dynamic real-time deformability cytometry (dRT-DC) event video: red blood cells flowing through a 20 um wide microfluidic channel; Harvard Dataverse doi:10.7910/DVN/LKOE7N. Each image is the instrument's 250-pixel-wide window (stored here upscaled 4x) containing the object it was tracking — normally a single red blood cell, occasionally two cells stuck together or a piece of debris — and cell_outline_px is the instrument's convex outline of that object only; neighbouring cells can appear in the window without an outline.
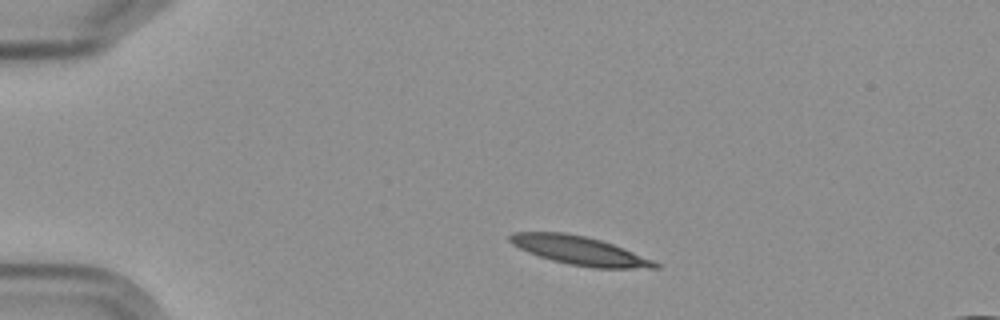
{"species": "Egyptian fruit bat (a non-hibernating species)", "species_latin": "Rousettus aegyptiacus", "temperature_condition": "cold", "stored_images_in_passage": 4, "camera_frame_rate_fps": 3000, "um_per_image_px": 0.085, "frame": {"image": 1, "passage_image": 1, "time_ms": 0.0, "image_size_px": [1000, 320], "cell_outline_px": [[660, 268], [592, 268], [568, 264], [552, 260], [528, 252], [512, 244], [508, 240], [508, 236], [512, 232], [564, 232], [584, 236], [600, 240], [612, 244], [652, 260], [660, 264]], "centroid_in_image_um": [49.22, 21.3], "position_along_channel_um": 35.8, "area_um2": 23.93}}
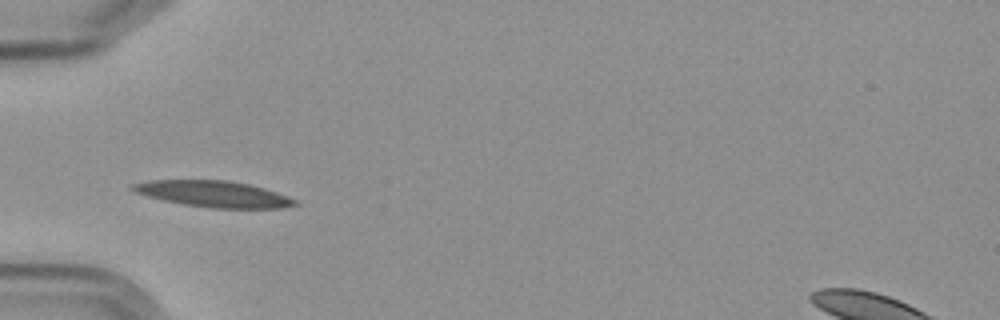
{"frame": {"image": 2, "passage_image": 3, "time_ms": 2.333, "image_size_px": [1000, 320], "cell_outline_px": [[300, 204], [280, 208], [212, 208], [184, 204], [164, 200], [148, 196], [136, 192], [128, 188], [132, 184], [148, 180], [228, 180], [248, 184], [264, 188], [276, 192], [296, 200]], "centroid_in_image_um": [18.14, 16.48], "position_along_channel_um": 66.9, "area_um2": 24.62}}
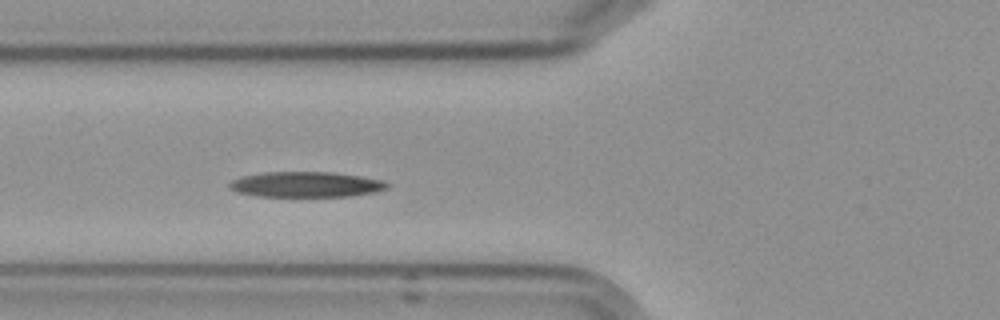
{"frame": {"image": 3, "passage_image": 4, "time_ms": 3.333, "image_size_px": [1000, 320], "cell_outline_px": [[388, 188], [376, 192], [352, 196], [260, 196], [236, 192], [228, 188], [228, 184], [232, 180], [240, 176], [264, 172], [336, 172], [384, 180], [388, 184]], "centroid_in_image_um": [26.01, 15.67], "position_along_channel_um": 99.8, "area_um2": 23.52}}